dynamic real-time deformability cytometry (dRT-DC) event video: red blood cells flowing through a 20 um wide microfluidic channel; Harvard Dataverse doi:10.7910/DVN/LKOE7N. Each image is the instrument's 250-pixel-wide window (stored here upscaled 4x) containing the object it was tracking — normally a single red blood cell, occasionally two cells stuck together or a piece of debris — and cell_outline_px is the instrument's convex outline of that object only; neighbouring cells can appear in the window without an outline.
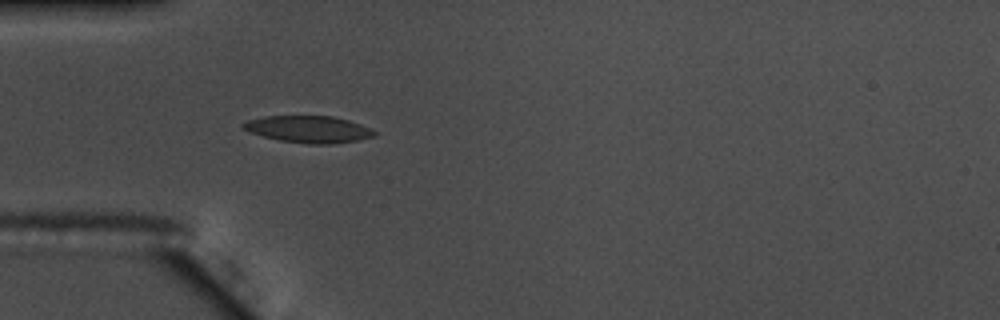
{"species": "common noctule bat (a hibernating species)", "species_latin": "Nyctalus noctula", "temperature_condition": "warm", "stored_images_in_passage": 26, "camera_frame_rate_fps": 3000, "um_per_image_px": 0.085, "animal": {"sex": "male", "body_mass_g": 17.5, "forearm_length_mm": 52.3}, "frame": {"image": 1, "passage_image": 5, "time_ms": 1.333, "image_size_px": [1000, 320], "cell_outline_px": [[376, 136], [356, 140], [332, 144], [308, 144], [280, 140], [264, 136], [252, 132], [244, 128], [240, 124], [248, 120], [264, 116], [332, 116], [348, 120], [360, 124], [376, 132]], "centroid_in_image_um": [26.23, 10.98], "position_along_channel_um": 58.8, "area_um2": 20.29}}
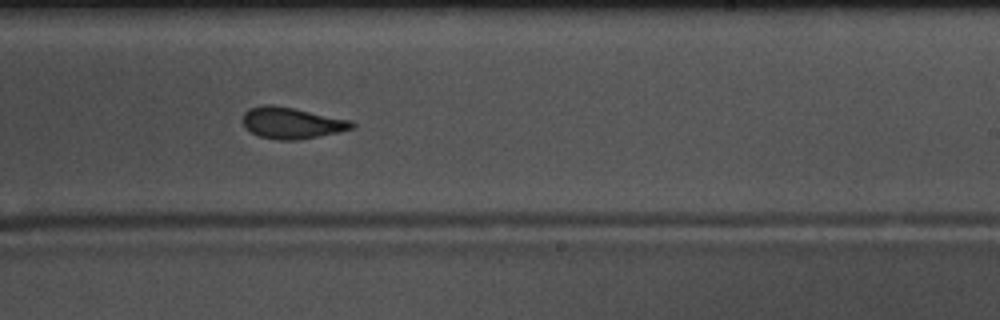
{"frame": {"image": 2, "passage_image": 22, "time_ms": 7.0, "image_size_px": [1000, 320], "cell_outline_px": [[356, 124], [352, 128], [340, 132], [296, 140], [276, 140], [260, 136], [252, 132], [244, 124], [244, 112], [248, 108], [264, 104], [272, 104], [352, 120]], "centroid_in_image_um": [24.81, 10.44], "position_along_channel_um": 264.2, "area_um2": 19.77}}